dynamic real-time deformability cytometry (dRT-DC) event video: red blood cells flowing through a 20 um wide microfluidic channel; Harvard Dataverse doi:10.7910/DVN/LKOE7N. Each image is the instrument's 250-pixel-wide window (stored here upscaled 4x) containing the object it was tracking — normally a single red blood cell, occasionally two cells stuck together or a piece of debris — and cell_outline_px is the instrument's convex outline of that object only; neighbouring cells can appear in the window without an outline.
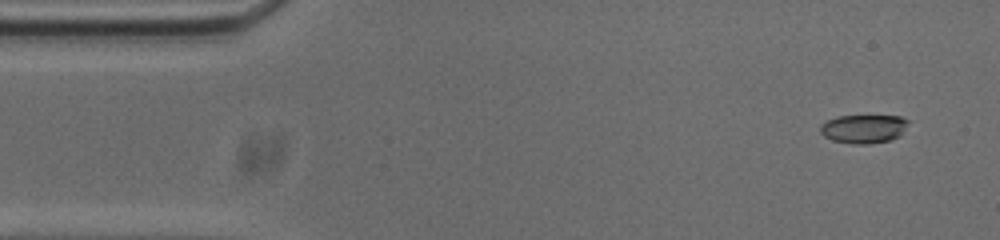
{"species": "common noctule bat (a hibernating species)", "species_latin": "Nyctalus noctula", "temperature_condition": "cold", "stored_images_in_passage": 53, "camera_frame_rate_fps": 3000, "um_per_image_px": 0.085, "animal": {"sex": "male", "body_mass_g": 20.0, "forearm_length_mm": 53.3}, "frame": {"image": 1, "passage_image": 3, "time_ms": 0.667, "image_size_px": [1000, 240], "cell_outline_px": [[908, 124], [900, 136], [892, 140], [868, 144], [852, 144], [832, 140], [824, 136], [820, 132], [820, 124], [836, 116], [900, 116], [908, 120]], "centroid_in_image_um": [73.41, 10.95], "position_along_channel_um": 11.6, "area_um2": 14.8}}
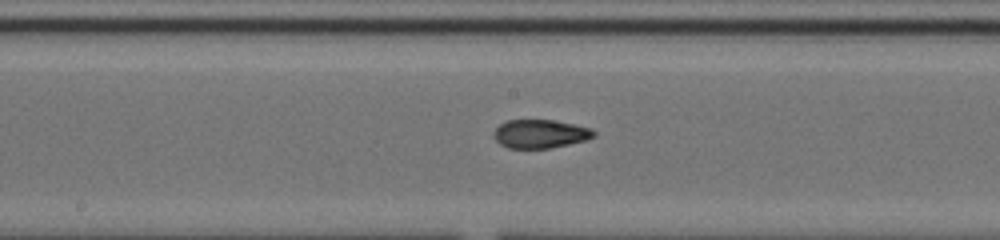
{"frame": {"image": 2, "passage_image": 26, "time_ms": 8.333, "image_size_px": [1000, 240], "cell_outline_px": [[596, 136], [588, 140], [552, 148], [508, 148], [500, 144], [492, 136], [492, 132], [500, 124], [508, 120], [552, 120], [592, 128], [596, 132]], "centroid_in_image_um": [45.93, 11.38], "position_along_channel_um": 202.3, "area_um2": 16.82}}
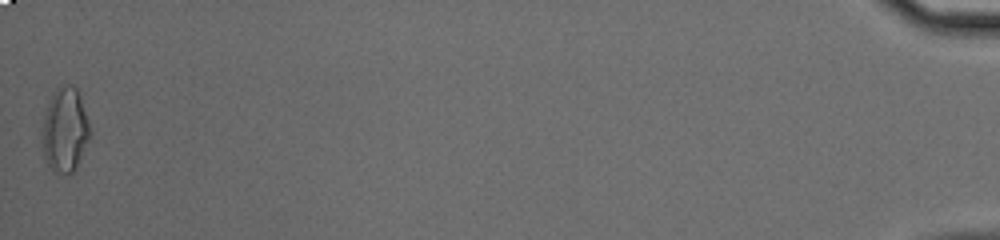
{"frame": {"image": 3, "passage_image": 53, "time_ms": 17.333, "image_size_px": [1000, 240], "cell_outline_px": [[92, 132], [76, 168], [72, 172], [52, 172], [44, 156], [40, 132], [44, 116], [48, 104], [56, 88], [64, 84], [72, 84], [76, 88], [80, 96]], "centroid_in_image_um": [5.51, 11.03], "position_along_channel_um": 429.7, "area_um2": 23.58}, "authors_computed_cell_mechanics": {"area_um2": 16.762, "velocity_mm_per_s": 3.747, "shape_relaxation_time_tau1_ms": null, "shape_relaxation_time_tau2_ms": 2.1492, "deformation_change_tau1": null, "deformation_change_tau2": 0.0838}}